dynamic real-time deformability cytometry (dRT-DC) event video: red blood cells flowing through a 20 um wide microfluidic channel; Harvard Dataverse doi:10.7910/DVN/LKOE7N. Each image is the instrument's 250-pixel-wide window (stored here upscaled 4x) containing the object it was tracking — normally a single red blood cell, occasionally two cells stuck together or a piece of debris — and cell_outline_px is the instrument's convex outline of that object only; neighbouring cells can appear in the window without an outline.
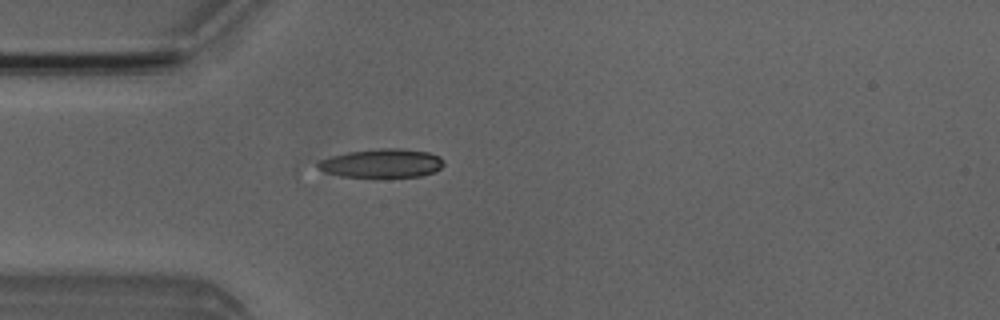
{"species": "Egyptian fruit bat (a non-hibernating species)", "species_latin": "Rousettus aegyptiacus", "temperature_condition": "room temperature", "stored_images_in_passage": 3, "camera_frame_rate_fps": 3000, "um_per_image_px": 0.085, "animal": {"sex": "male"}, "frame": {"image": 1, "passage_image": 3, "time_ms": 2.333, "image_size_px": [1000, 320], "cell_outline_px": [[444, 164], [436, 172], [420, 176], [340, 176], [324, 172], [316, 164], [316, 160], [348, 152], [384, 148], [400, 148], [428, 152], [440, 156], [444, 160]], "centroid_in_image_um": [32.47, 13.86], "position_along_channel_um": 52.5, "area_um2": 20.92}}